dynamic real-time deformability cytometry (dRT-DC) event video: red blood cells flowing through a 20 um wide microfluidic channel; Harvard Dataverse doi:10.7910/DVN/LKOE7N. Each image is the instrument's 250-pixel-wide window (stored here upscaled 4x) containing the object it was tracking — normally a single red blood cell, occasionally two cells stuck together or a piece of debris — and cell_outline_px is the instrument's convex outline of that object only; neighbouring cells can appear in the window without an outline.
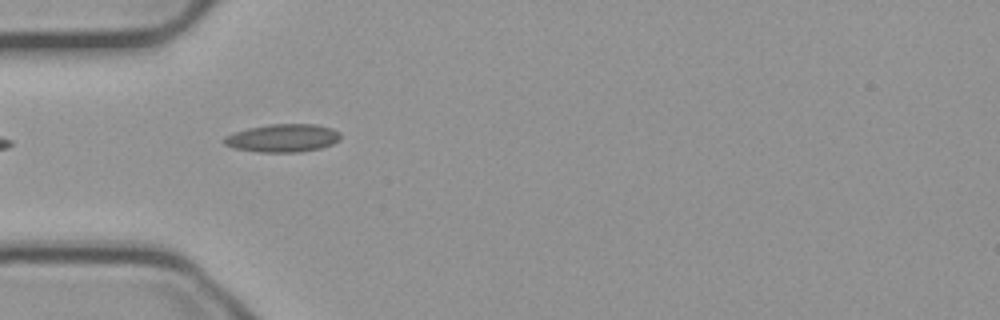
{"species": "common noctule bat (a hibernating species)", "species_latin": "Nyctalus noctula", "temperature_condition": "cold", "stored_images_in_passage": 39, "camera_frame_rate_fps": 3000, "um_per_image_px": 0.085, "animal": {"sex": "male", "body_mass_g": 23.1, "forearm_length_mm": 52.7}, "frame": {"image": 1, "passage_image": 1, "time_ms": 0.0, "image_size_px": [1000, 320], "cell_outline_px": [[340, 140], [332, 144], [320, 148], [300, 152], [260, 152], [232, 148], [224, 144], [220, 140], [224, 136], [248, 128], [268, 124], [316, 124], [332, 128], [340, 132]], "centroid_in_image_um": [24.01, 11.73], "position_along_channel_um": 61.0, "area_um2": 19.19}}
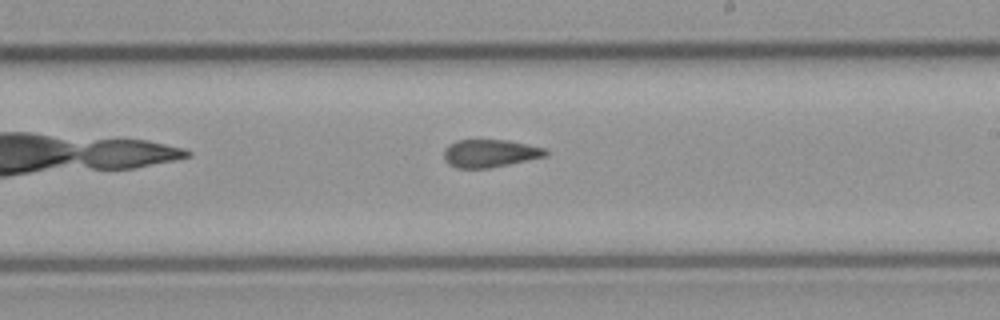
{"frame": {"image": 2, "passage_image": 16, "time_ms": 5.0, "image_size_px": [1000, 320], "cell_outline_px": [[548, 156], [488, 168], [456, 168], [448, 164], [444, 160], [444, 148], [456, 140], [508, 140], [544, 148], [548, 152]], "centroid_in_image_um": [41.62, 13.03], "position_along_channel_um": 247.4, "area_um2": 16.47}}
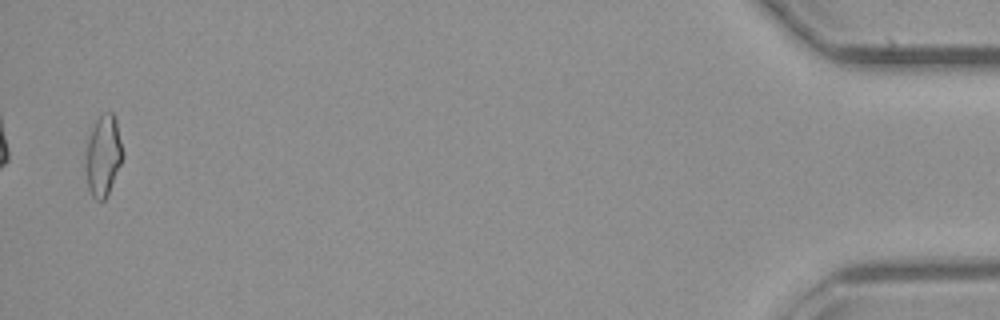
{"frame": {"image": 3, "passage_image": 38, "time_ms": 12.333, "image_size_px": [1000, 320], "cell_outline_px": [[124, 156], [108, 196], [104, 200], [96, 200], [92, 196], [88, 188], [84, 168], [88, 140], [92, 128], [96, 120], [104, 112], [112, 112], [116, 120]], "centroid_in_image_um": [8.77, 13.27], "position_along_channel_um": 426.4, "area_um2": 17.63}, "authors_computed_cell_mechanics": {"area_um2": 17.1088, "velocity_mm_per_s": 3.7403, "shape_relaxation_time_tau1_ms": null, "shape_relaxation_time_tau2_ms": 2.7234, "deformation_change_tau1": null, "deformation_change_tau2": 0.1031}}